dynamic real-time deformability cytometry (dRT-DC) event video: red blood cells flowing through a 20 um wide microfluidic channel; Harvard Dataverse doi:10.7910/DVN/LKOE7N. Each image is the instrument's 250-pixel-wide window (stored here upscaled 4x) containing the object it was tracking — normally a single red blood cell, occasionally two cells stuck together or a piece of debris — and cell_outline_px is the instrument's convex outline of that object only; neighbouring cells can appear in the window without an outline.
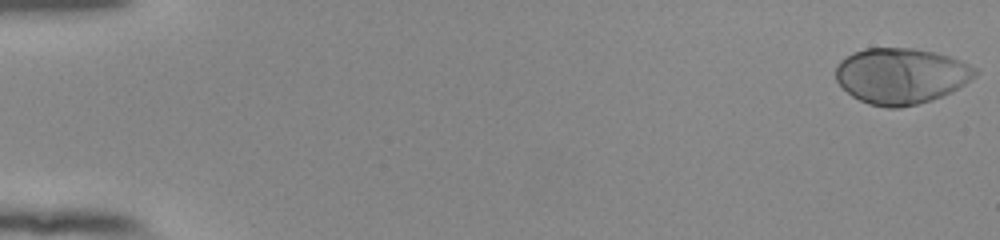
{"species": "human", "species_latin": "Homo sapiens", "temperature_condition": "room temperature", "stored_images_in_passage": 55, "camera_frame_rate_fps": 3000, "um_per_image_px": 0.085, "donor": {"sex": "female"}, "frame": {"image": 1, "passage_image": 1, "time_ms": 0.0, "image_size_px": [1000, 240], "cell_outline_px": [[980, 72], [976, 76], [952, 92], [932, 100], [900, 108], [888, 108], [868, 104], [852, 96], [836, 80], [836, 64], [840, 60], [852, 52], [864, 48], [912, 48], [932, 52], [948, 56], [960, 60], [976, 68]], "centroid_in_image_um": [76.58, 6.45], "position_along_channel_um": 8.4, "area_um2": 45.49}}
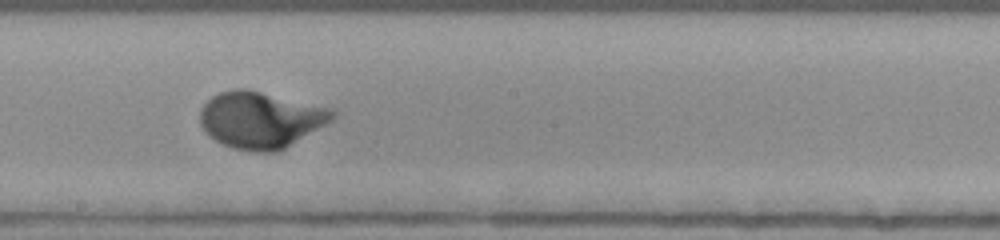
{"frame": {"image": 2, "passage_image": 32, "time_ms": 10.333, "image_size_px": [1000, 240], "cell_outline_px": [[340, 112], [332, 120], [284, 148], [276, 152], [252, 152], [232, 148], [216, 140], [204, 132], [200, 124], [200, 108], [212, 96], [220, 92], [236, 88], [244, 88], [332, 108]], "centroid_in_image_um": [22.14, 10.18], "position_along_channel_um": 226.1, "area_um2": 43.58}}
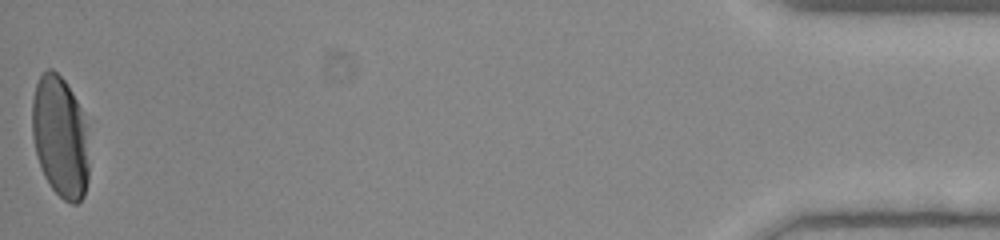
{"frame": {"image": 3, "passage_image": 55, "time_ms": 18.0, "image_size_px": [1000, 240], "cell_outline_px": [[88, 180], [84, 196], [76, 204], [72, 204], [64, 200], [52, 188], [44, 176], [36, 156], [32, 136], [32, 100], [36, 84], [40, 76], [48, 68], [52, 68], [64, 80], [72, 92], [80, 108], [84, 124], [88, 164]], "centroid_in_image_um": [5.08, 11.65], "position_along_channel_um": 430.1, "area_um2": 39.94}, "authors_computed_cell_mechanics": {"area_um2": 42.0784, "velocity_mm_per_s": 3.7901, "shape_relaxation_time_tau1_ms": 3.2061, "shape_relaxation_time_tau2_ms": null, "deformation_change_tau1": 0.1922, "deformation_change_tau2": null}}